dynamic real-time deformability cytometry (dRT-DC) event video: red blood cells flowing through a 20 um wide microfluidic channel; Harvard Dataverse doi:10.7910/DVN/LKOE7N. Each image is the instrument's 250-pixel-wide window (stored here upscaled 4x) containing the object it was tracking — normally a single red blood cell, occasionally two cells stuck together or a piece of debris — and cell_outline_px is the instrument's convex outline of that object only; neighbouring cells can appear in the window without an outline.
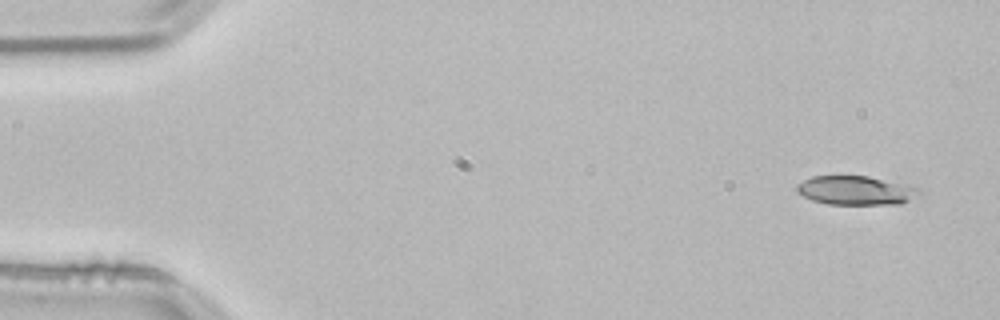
{"species": "common noctule bat (a hibernating species)", "species_latin": "Nyctalus noctula", "temperature_condition": "room temperature", "stored_images_in_passage": 51, "camera_frame_rate_fps": 3000, "um_per_image_px": 0.085, "animal": {"sex": "male", "body_mass_g": 21.5, "forearm_length_mm": 52.0}, "frame": {"image": 1, "passage_image": 1, "time_ms": 0.0, "image_size_px": [1000, 320], "cell_outline_px": [[920, 196], [900, 204], [828, 204], [812, 200], [796, 192], [796, 184], [812, 176], [868, 176], [908, 184], [920, 188]], "centroid_in_image_um": [72.78, 16.18], "position_along_channel_um": 12.2, "area_um2": 20.87}}
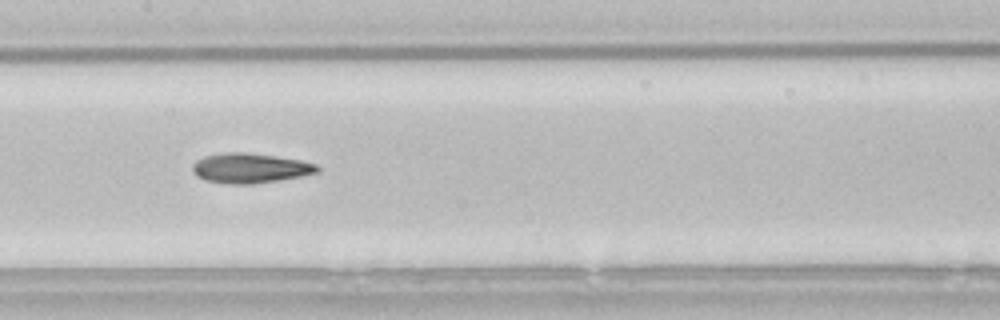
{"frame": {"image": 2, "passage_image": 24, "time_ms": 7.667, "image_size_px": [1000, 320], "cell_outline_px": [[320, 168], [316, 172], [300, 176], [252, 184], [232, 184], [204, 180], [196, 176], [192, 172], [192, 164], [196, 160], [204, 156], [228, 152], [244, 152], [300, 160], [316, 164]], "centroid_in_image_um": [21.19, 14.29], "position_along_channel_um": 186.2, "area_um2": 21.44}}
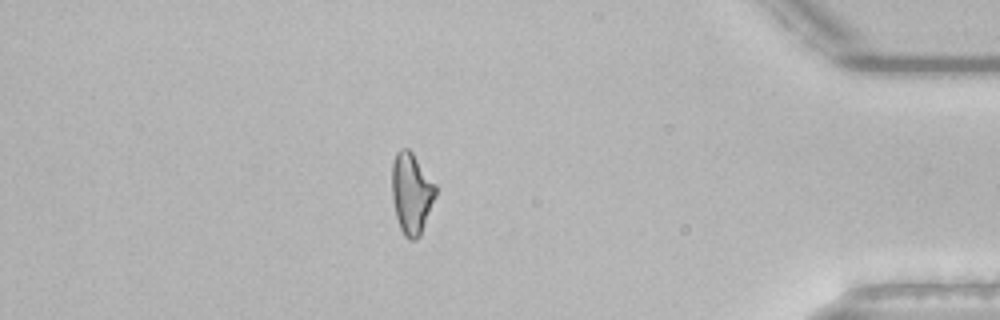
{"frame": {"image": 3, "passage_image": 44, "time_ms": 14.333, "image_size_px": [1000, 320], "cell_outline_px": [[436, 196], [420, 236], [416, 240], [408, 240], [404, 236], [400, 228], [396, 216], [392, 196], [392, 164], [396, 152], [400, 148], [408, 148], [412, 152], [436, 184]], "centroid_in_image_um": [34.98, 16.43], "position_along_channel_um": 400.2, "area_um2": 20.75}, "authors_computed_cell_mechanics": {"area_um2": 20.808, "velocity_mm_per_s": 3.8273, "shape_relaxation_time_tau1_ms": 7.3248, "shape_relaxation_time_tau2_ms": 4.0978, "deformation_change_tau1": 0.2029, "deformation_change_tau2": 0.1293}}